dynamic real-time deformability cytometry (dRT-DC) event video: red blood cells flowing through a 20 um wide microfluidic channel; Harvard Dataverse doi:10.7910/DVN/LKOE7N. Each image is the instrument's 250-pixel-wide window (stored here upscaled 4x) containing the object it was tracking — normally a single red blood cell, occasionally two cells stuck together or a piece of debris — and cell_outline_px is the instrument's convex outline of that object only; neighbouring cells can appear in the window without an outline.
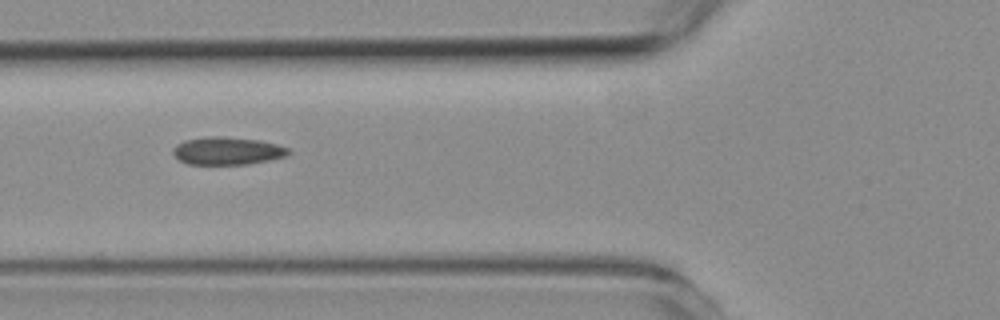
{"species": "common noctule bat (a hibernating species)", "species_latin": "Nyctalus noctula", "temperature_condition": "room temperature", "stored_images_in_passage": 5, "camera_frame_rate_fps": 3000, "um_per_image_px": 0.085, "animal": {"sex": "female", "body_mass_g": 19.3, "forearm_length_mm": 54.1}, "frame": {"image": 1, "passage_image": 5, "time_ms": 5.333, "image_size_px": [1000, 320], "cell_outline_px": [[292, 152], [288, 156], [248, 164], [188, 164], [180, 160], [172, 152], [172, 148], [176, 144], [184, 140], [208, 136], [220, 136], [260, 140], [276, 144], [288, 148]], "centroid_in_image_um": [19.33, 12.82], "position_along_channel_um": 106.5, "area_um2": 18.73}}